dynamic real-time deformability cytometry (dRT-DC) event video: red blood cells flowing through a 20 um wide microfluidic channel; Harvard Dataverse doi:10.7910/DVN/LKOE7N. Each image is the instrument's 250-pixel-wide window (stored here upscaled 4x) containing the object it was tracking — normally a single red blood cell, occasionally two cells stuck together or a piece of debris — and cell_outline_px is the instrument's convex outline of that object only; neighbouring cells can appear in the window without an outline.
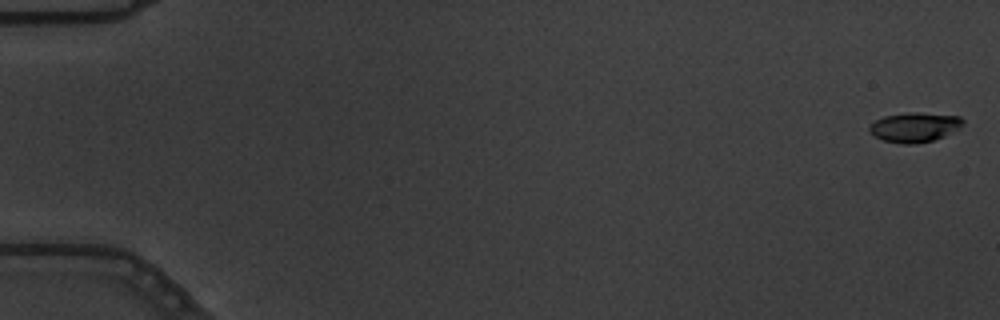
{"species": "common noctule bat (a hibernating species)", "species_latin": "Nyctalus noctula", "temperature_condition": "warm", "stored_images_in_passage": 5, "camera_frame_rate_fps": 3000, "um_per_image_px": 0.085, "animal": {"sex": "male", "body_mass_g": 19.5, "forearm_length_mm": 54.6}, "frame": {"image": 1, "passage_image": 1, "time_ms": 0.0, "image_size_px": [1000, 320], "cell_outline_px": [[964, 124], [960, 128], [944, 136], [932, 140], [916, 144], [904, 144], [884, 140], [876, 136], [868, 128], [876, 120], [884, 116], [912, 112], [916, 112], [960, 116], [964, 120]], "centroid_in_image_um": [77.79, 10.81], "position_along_channel_um": 7.2, "area_um2": 15.95}}
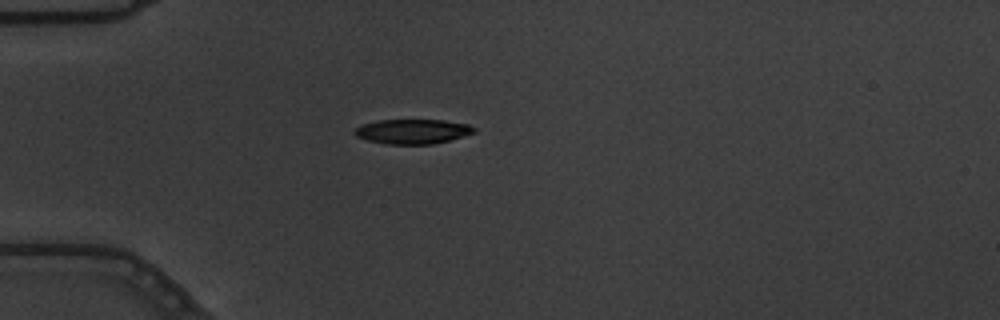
{"frame": {"image": 2, "passage_image": 5, "time_ms": 1.333, "image_size_px": [1000, 320], "cell_outline_px": [[476, 132], [448, 140], [432, 144], [388, 144], [368, 140], [356, 136], [352, 132], [356, 128], [364, 124], [380, 120], [444, 120], [468, 124], [476, 128]], "centroid_in_image_um": [35.08, 11.17], "position_along_channel_um": 49.9, "area_um2": 16.99}}